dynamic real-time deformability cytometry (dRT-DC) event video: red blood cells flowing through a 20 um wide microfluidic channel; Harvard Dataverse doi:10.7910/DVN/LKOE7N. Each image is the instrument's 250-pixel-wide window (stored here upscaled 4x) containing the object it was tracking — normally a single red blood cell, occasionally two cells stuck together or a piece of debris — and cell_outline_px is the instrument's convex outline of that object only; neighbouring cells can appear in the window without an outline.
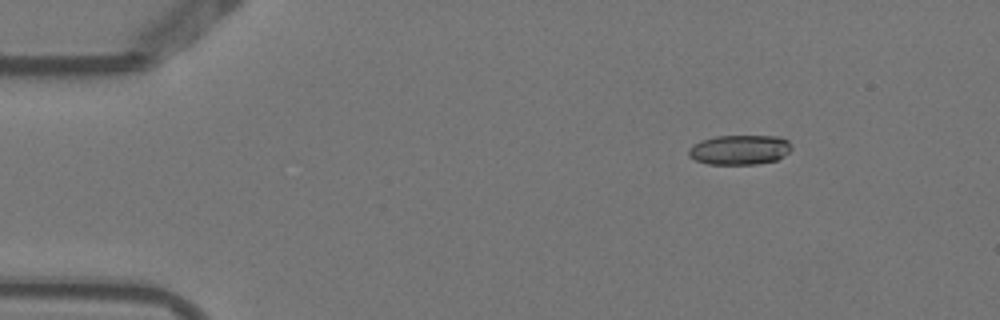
{"species": "Egyptian fruit bat (a non-hibernating species)", "species_latin": "Rousettus aegyptiacus", "temperature_condition": "warm", "stored_images_in_passage": 5, "camera_frame_rate_fps": 3000, "um_per_image_px": 0.085, "animal": {"sex": "female"}, "frame": {"image": 1, "passage_image": 2, "time_ms": 0.333, "image_size_px": [1000, 320], "cell_outline_px": [[792, 148], [784, 156], [776, 160], [756, 164], [708, 164], [696, 160], [688, 156], [688, 148], [692, 144], [700, 140], [716, 136], [776, 136], [788, 140]], "centroid_in_image_um": [62.83, 12.73], "position_along_channel_um": 22.2, "area_um2": 17.92}}
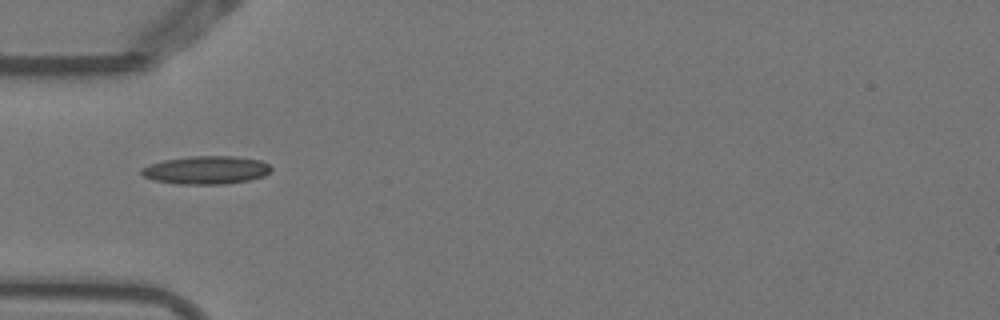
{"frame": {"image": 2, "passage_image": 5, "time_ms": 1.333, "image_size_px": [1000, 320], "cell_outline_px": [[272, 168], [264, 176], [248, 180], [224, 184], [180, 184], [152, 180], [144, 176], [140, 172], [140, 168], [148, 164], [164, 160], [188, 156], [236, 156], [260, 160], [268, 164]], "centroid_in_image_um": [17.49, 14.45], "position_along_channel_um": 67.5, "area_um2": 21.33}}